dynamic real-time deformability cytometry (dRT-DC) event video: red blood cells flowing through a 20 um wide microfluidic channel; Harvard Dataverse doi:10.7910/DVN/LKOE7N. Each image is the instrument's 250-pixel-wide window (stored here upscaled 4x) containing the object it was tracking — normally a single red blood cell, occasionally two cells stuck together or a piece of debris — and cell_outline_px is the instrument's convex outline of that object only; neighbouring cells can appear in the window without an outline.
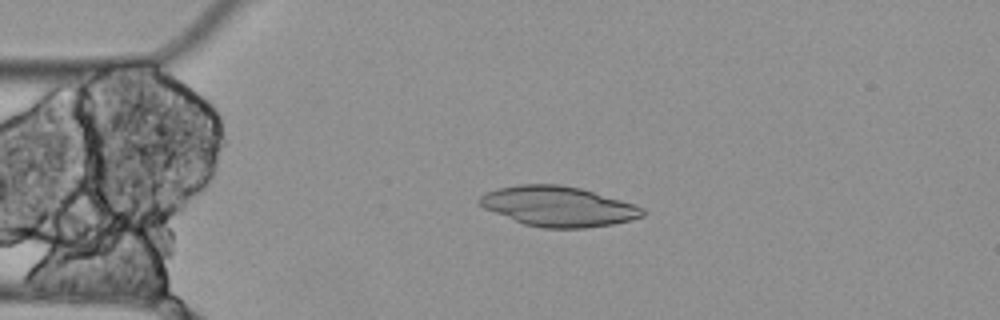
{"species": "Egyptian fruit bat (a non-hibernating species)", "species_latin": "Rousettus aegyptiacus", "temperature_condition": "cold", "stored_images_in_passage": 4, "camera_frame_rate_fps": 3000, "um_per_image_px": 0.085, "animal": {"sex": "female"}, "frame": {"image": 1, "passage_image": 3, "time_ms": 0.667, "image_size_px": [1000, 320], "cell_outline_px": [[644, 216], [632, 220], [612, 224], [584, 228], [544, 228], [524, 224], [484, 208], [476, 200], [484, 192], [496, 188], [520, 184], [560, 184], [580, 188], [620, 200], [644, 208]], "centroid_in_image_um": [47.42, 17.53], "position_along_channel_um": 37.6, "area_um2": 37.92}}